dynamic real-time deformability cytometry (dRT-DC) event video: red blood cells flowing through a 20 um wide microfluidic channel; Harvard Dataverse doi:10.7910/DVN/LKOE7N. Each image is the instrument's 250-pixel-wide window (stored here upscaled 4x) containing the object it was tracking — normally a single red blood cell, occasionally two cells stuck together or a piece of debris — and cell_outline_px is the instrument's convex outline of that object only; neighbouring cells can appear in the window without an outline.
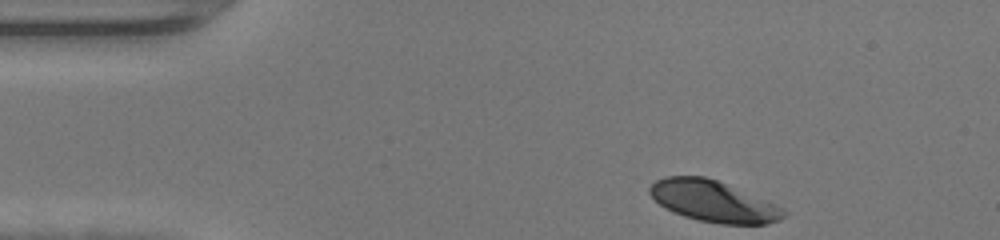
{"species": "human", "species_latin": "Homo sapiens", "temperature_condition": "warm", "stored_images_in_passage": 33, "camera_frame_rate_fps": 3000, "um_per_image_px": 0.085, "donor": {"sex": "female"}, "frame": {"image": 1, "passage_image": 1, "time_ms": 0.0, "image_size_px": [1000, 240], "cell_outline_px": [[788, 212], [780, 220], [768, 224], [720, 224], [700, 220], [684, 216], [660, 204], [648, 192], [648, 188], [656, 180], [664, 176], [704, 176], [716, 180], [772, 204]], "centroid_in_image_um": [60.59, 17.11], "position_along_channel_um": 24.4, "area_um2": 31.33}}
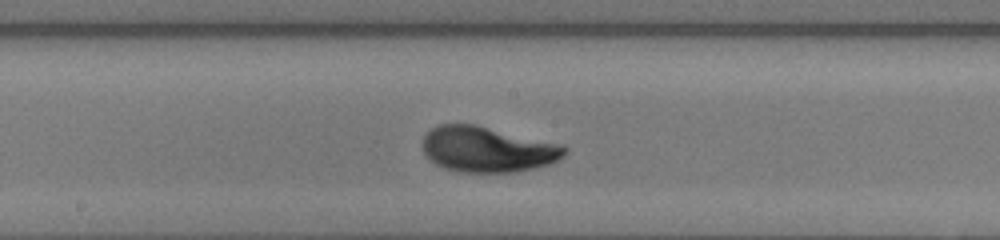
{"frame": {"image": 2, "passage_image": 19, "time_ms": 6.0, "image_size_px": [1000, 240], "cell_outline_px": [[568, 152], [560, 160], [548, 164], [516, 172], [460, 172], [444, 168], [436, 164], [424, 152], [420, 144], [424, 136], [436, 124], [476, 124], [564, 144], [568, 148]], "centroid_in_image_um": [41.46, 12.68], "position_along_channel_um": 206.7, "area_um2": 38.15}}
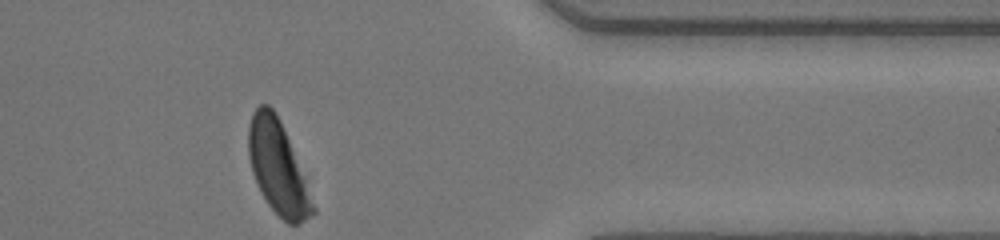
{"frame": {"image": 3, "passage_image": 33, "time_ms": 10.667, "image_size_px": [1000, 240], "cell_outline_px": [[316, 212], [300, 224], [288, 224], [268, 204], [252, 172], [248, 156], [248, 124], [252, 112], [260, 104], [268, 104], [272, 108], [280, 120], [304, 176], [316, 208]], "centroid_in_image_um": [23.61, 14.23], "position_along_channel_um": 387.8, "area_um2": 34.39}, "authors_computed_cell_mechanics": {"area_um2": 37.281, "velocity_mm_per_s": 4.3134, "shape_relaxation_time_tau1_ms": 2.3577, "shape_relaxation_time_tau2_ms": null, "deformation_change_tau1": 0.1588, "deformation_change_tau2": null}}